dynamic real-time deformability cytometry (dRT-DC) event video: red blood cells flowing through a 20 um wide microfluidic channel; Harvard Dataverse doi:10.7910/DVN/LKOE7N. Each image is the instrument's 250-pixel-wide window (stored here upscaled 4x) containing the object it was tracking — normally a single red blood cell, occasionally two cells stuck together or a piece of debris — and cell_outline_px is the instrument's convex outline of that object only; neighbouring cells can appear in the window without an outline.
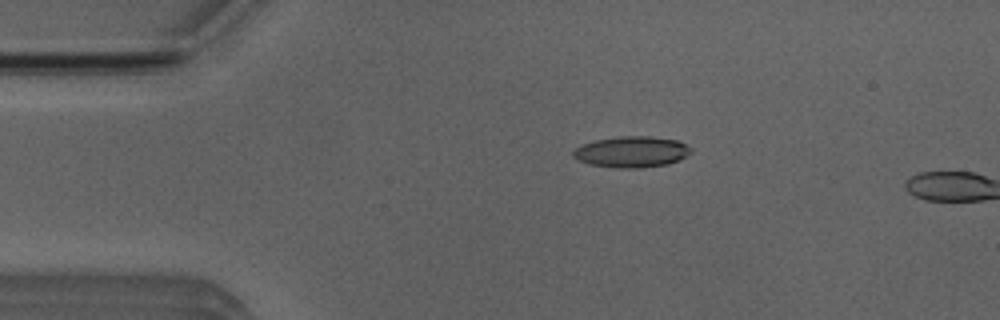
{"species": "Egyptian fruit bat (a non-hibernating species)", "species_latin": "Rousettus aegyptiacus", "temperature_condition": "room temperature", "stored_images_in_passage": 4, "camera_frame_rate_fps": 3000, "um_per_image_px": 0.085, "animal": {"sex": "male"}, "frame": {"image": 1, "passage_image": 3, "time_ms": 2.333, "image_size_px": [1000, 320], "cell_outline_px": [[692, 152], [668, 164], [636, 168], [616, 168], [588, 164], [572, 156], [572, 152], [576, 148], [584, 144], [596, 140], [620, 136], [648, 136], [676, 140], [692, 148]], "centroid_in_image_um": [53.67, 12.91], "position_along_channel_um": 31.3, "area_um2": 21.04}}